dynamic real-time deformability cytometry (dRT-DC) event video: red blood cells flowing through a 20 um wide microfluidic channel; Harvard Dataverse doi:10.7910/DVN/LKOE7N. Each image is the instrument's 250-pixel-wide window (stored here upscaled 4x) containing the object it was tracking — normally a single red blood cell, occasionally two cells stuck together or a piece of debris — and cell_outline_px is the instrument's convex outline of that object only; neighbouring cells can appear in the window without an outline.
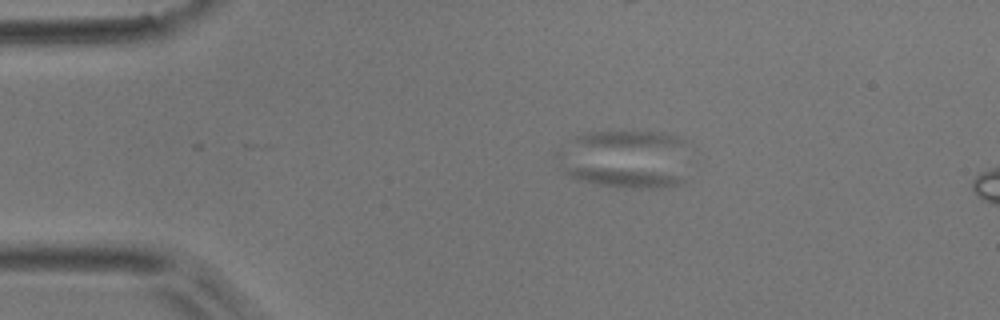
{"species": "common noctule bat (a hibernating species)", "species_latin": "Nyctalus noctula", "temperature_condition": "room temperature", "stored_images_in_passage": 17, "camera_frame_rate_fps": 3000, "um_per_image_px": 0.085, "animal": {"sex": "male", "body_mass_g": 17.9}, "frame": {"image": 1, "passage_image": 10, "time_ms": 3.0, "image_size_px": [1000, 320], "cell_outline_px": [[684, 184], [668, 188], [616, 188], [576, 180], [564, 172], [560, 168], [556, 156], [560, 152], [676, 176], [684, 180]], "centroid_in_image_um": [52.18, 14.77], "position_along_channel_um": 32.8, "area_um2": 17.98}}